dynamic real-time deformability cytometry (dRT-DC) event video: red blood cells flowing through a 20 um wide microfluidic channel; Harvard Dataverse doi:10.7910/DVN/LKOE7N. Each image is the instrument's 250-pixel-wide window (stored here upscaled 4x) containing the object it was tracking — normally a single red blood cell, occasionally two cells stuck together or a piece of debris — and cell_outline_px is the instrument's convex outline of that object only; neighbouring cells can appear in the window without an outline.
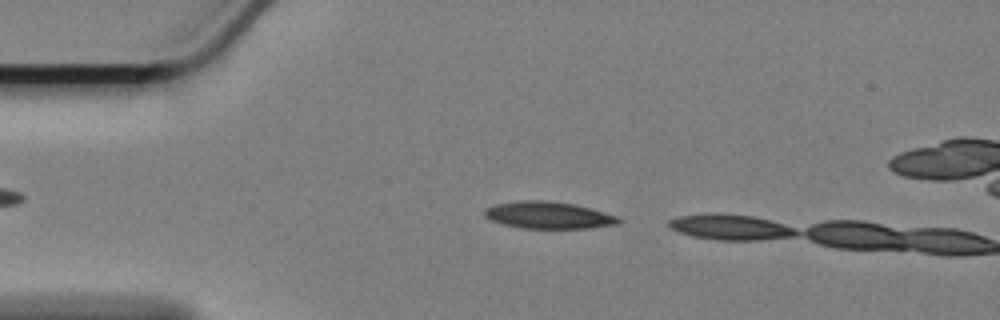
{"species": "Egyptian fruit bat (a non-hibernating species)", "species_latin": "Rousettus aegyptiacus", "temperature_condition": "cold", "stored_images_in_passage": 5, "camera_frame_rate_fps": 3000, "um_per_image_px": 0.085, "animal": {"sex": "female"}, "frame": {"image": 1, "passage_image": 4, "time_ms": 1.0, "image_size_px": [1000, 320], "cell_outline_px": [[620, 220], [616, 224], [588, 228], [524, 228], [504, 224], [492, 220], [484, 216], [484, 212], [488, 208], [496, 204], [524, 200], [540, 200], [576, 204], [616, 216]], "centroid_in_image_um": [46.6, 18.29], "position_along_channel_um": 38.4, "area_um2": 20.58}}